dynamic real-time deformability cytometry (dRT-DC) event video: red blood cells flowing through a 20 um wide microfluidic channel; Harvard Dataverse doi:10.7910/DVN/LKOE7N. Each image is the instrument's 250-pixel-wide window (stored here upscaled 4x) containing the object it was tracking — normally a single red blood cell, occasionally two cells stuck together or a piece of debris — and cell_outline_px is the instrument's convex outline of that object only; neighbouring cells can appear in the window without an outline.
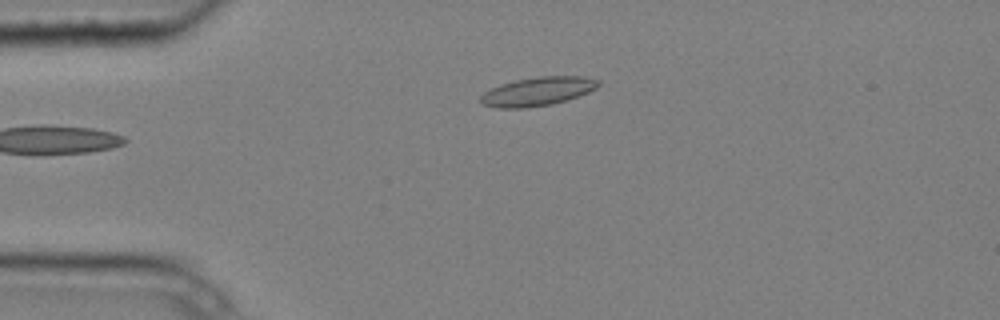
{"species": "common noctule bat (a hibernating species)", "species_latin": "Nyctalus noctula", "temperature_condition": "cold", "stored_images_in_passage": 2, "camera_frame_rate_fps": 3000, "um_per_image_px": 0.085, "animal": {"sex": "male", "body_mass_g": 20.4}, "frame": {"image": 1, "passage_image": 2, "time_ms": 0.333, "image_size_px": [1000, 320], "cell_outline_px": [[600, 84], [596, 88], [588, 92], [552, 104], [524, 108], [496, 108], [480, 104], [480, 96], [484, 92], [500, 84], [512, 80], [540, 76], [584, 76], [600, 80]], "centroid_in_image_um": [45.66, 7.76], "position_along_channel_um": 39.3, "area_um2": 19.77}}